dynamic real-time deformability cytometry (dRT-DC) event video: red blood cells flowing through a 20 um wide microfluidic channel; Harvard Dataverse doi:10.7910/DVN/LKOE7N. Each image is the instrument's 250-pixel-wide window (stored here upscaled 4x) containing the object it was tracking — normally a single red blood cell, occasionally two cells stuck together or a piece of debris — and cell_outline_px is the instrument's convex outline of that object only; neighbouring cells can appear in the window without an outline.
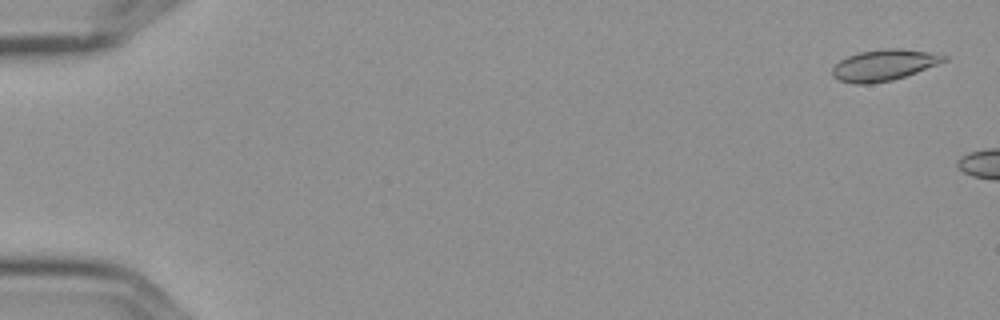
{"species": "Egyptian fruit bat (a non-hibernating species)", "species_latin": "Rousettus aegyptiacus", "temperature_condition": "cold", "stored_images_in_passage": 5, "camera_frame_rate_fps": 3000, "um_per_image_px": 0.085, "frame": {"image": 1, "passage_image": 1, "time_ms": 0.0, "image_size_px": [1000, 320], "cell_outline_px": [[948, 60], [916, 72], [892, 80], [868, 84], [856, 84], [840, 80], [832, 76], [832, 68], [840, 60], [848, 56], [860, 52], [884, 48], [900, 48], [928, 52], [948, 56]], "centroid_in_image_um": [75.13, 5.52], "position_along_channel_um": 9.9, "area_um2": 20.06}}